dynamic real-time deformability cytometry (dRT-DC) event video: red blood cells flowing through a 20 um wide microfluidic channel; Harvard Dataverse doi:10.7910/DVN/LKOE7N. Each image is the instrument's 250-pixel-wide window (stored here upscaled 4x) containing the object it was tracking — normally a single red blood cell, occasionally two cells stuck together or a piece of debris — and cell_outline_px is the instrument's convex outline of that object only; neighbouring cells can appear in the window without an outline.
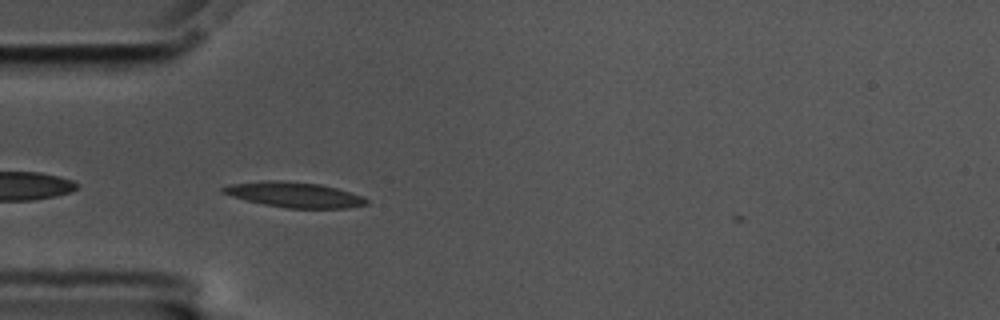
{"species": "common noctule bat (a hibernating species)", "species_latin": "Nyctalus noctula", "temperature_condition": "cold", "stored_images_in_passage": 42, "camera_frame_rate_fps": 3000, "um_per_image_px": 0.085, "animal": {"sex": "male", "body_mass_g": 17.5, "forearm_length_mm": 52.3}, "frame": {"image": 1, "passage_image": 2, "time_ms": 0.333, "image_size_px": [1000, 320], "cell_outline_px": [[368, 204], [348, 208], [288, 208], [264, 204], [232, 196], [220, 192], [220, 188], [232, 184], [268, 180], [280, 180], [320, 184], [336, 188], [364, 196], [368, 200]], "centroid_in_image_um": [25.05, 16.55], "position_along_channel_um": 60.0, "area_um2": 20.98}}
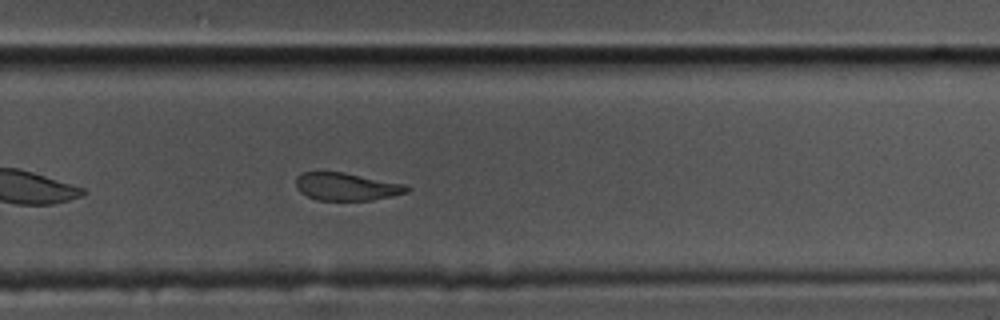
{"frame": {"image": 2, "passage_image": 23, "time_ms": 7.333, "image_size_px": [1000, 320], "cell_outline_px": [[412, 188], [408, 192], [392, 196], [372, 200], [316, 200], [300, 192], [296, 188], [296, 176], [304, 172], [344, 172], [408, 184]], "centroid_in_image_um": [29.5, 15.86], "position_along_channel_um": 300.3, "area_um2": 18.15}}
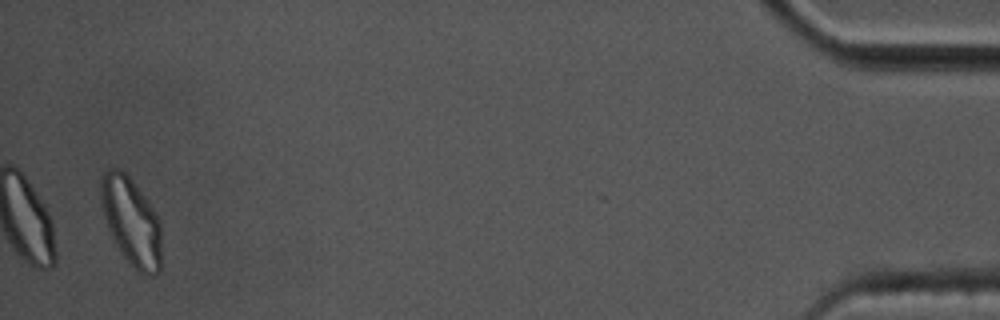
{"frame": {"image": 3, "passage_image": 41, "time_ms": 13.333, "image_size_px": [1000, 320], "cell_outline_px": [[160, 272], [152, 276], [144, 276], [136, 272], [132, 268], [120, 252], [108, 228], [104, 216], [100, 192], [100, 184], [104, 172], [108, 168], [120, 168], [128, 176], [152, 204], [160, 220]], "centroid_in_image_um": [11.18, 18.86], "position_along_channel_um": 424.0, "area_um2": 31.33}, "authors_computed_cell_mechanics": {"area_um2": 19.9699, "velocity_mm_per_s": 3.4719, "shape_relaxation_time_tau1_ms": 5.1447, "shape_relaxation_time_tau2_ms": 3.4089, "deformation_change_tau1": 0.1576, "deformation_change_tau2": 0.0854}}